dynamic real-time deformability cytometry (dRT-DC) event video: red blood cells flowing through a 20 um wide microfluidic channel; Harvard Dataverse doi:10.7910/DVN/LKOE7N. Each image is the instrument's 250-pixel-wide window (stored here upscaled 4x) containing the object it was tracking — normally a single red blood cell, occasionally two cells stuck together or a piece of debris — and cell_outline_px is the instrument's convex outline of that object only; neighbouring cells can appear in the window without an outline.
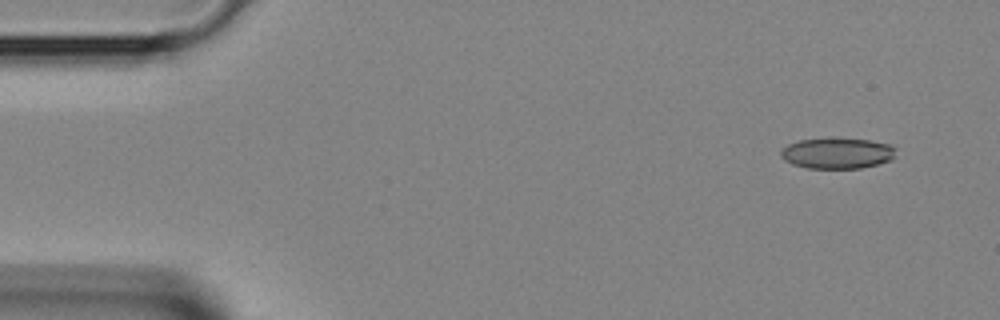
{"species": "Egyptian fruit bat (a non-hibernating species)", "species_latin": "Rousettus aegyptiacus", "temperature_condition": "room temperature", "stored_images_in_passage": 4, "camera_frame_rate_fps": 3000, "um_per_image_px": 0.085, "animal": {"sex": "female"}, "frame": {"image": 1, "passage_image": 1, "time_ms": 0.0, "image_size_px": [1000, 320], "cell_outline_px": [[896, 148], [892, 160], [880, 164], [860, 168], [808, 168], [792, 164], [784, 160], [780, 156], [780, 152], [788, 144], [800, 140], [872, 140], [892, 144]], "centroid_in_image_um": [71.21, 13.05], "position_along_channel_um": 13.8, "area_um2": 20.29}}